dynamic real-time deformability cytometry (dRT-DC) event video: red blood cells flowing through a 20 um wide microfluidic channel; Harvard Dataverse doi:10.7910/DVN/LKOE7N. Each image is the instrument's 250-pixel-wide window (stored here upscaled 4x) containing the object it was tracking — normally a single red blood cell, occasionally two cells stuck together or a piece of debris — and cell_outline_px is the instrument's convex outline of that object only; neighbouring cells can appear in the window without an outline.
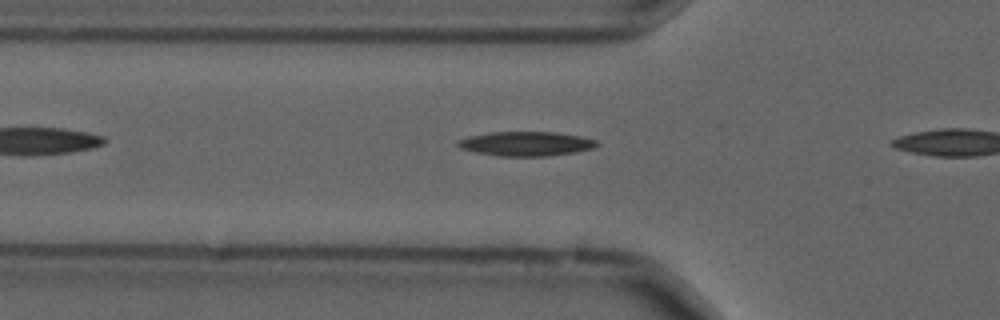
{"species": "common noctule bat (a hibernating species)", "species_latin": "Nyctalus noctula", "temperature_condition": "cold", "stored_images_in_passage": 9, "camera_frame_rate_fps": 3000, "um_per_image_px": 0.085, "animal": {"sex": "male", "forearm_length_mm": 52.5}, "frame": {"image": 1, "passage_image": 7, "time_ms": 2.0, "image_size_px": [1000, 320], "cell_outline_px": [[600, 144], [596, 148], [548, 156], [496, 156], [476, 152], [460, 148], [456, 144], [456, 140], [468, 136], [492, 132], [556, 132], [580, 136], [596, 140]], "centroid_in_image_um": [44.7, 12.21], "position_along_channel_um": 81.1, "area_um2": 19.83}}